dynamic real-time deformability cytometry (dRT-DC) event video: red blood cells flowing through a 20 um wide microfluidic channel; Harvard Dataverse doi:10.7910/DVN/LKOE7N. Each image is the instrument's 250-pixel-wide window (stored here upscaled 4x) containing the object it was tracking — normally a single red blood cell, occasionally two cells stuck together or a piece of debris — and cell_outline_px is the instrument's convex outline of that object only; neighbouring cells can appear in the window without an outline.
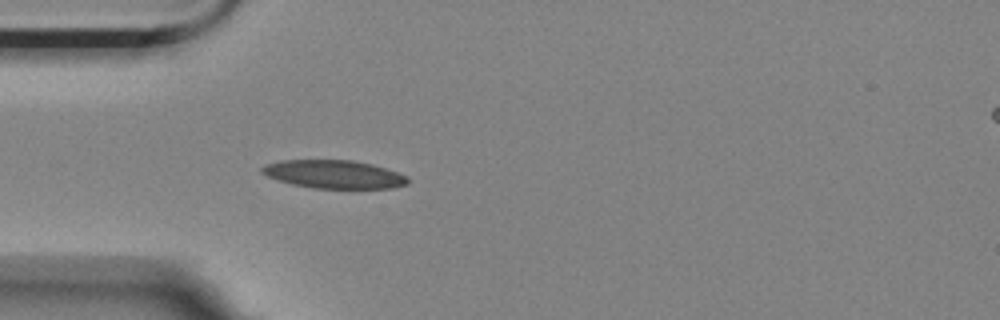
{"species": "Egyptian fruit bat (a non-hibernating species)", "species_latin": "Rousettus aegyptiacus", "temperature_condition": "room temperature", "stored_images_in_passage": 1, "camera_frame_rate_fps": 3000, "um_per_image_px": 0.085, "animal": {"sex": "female"}, "frame": {"image": 1, "passage_image": 1, "time_ms": 0.0, "image_size_px": [1000, 320], "cell_outline_px": [[408, 184], [392, 188], [312, 188], [292, 184], [268, 176], [260, 172], [260, 168], [264, 164], [280, 160], [352, 160], [372, 164], [408, 176]], "centroid_in_image_um": [28.36, 14.81], "position_along_channel_um": 56.6, "area_um2": 23.93}}